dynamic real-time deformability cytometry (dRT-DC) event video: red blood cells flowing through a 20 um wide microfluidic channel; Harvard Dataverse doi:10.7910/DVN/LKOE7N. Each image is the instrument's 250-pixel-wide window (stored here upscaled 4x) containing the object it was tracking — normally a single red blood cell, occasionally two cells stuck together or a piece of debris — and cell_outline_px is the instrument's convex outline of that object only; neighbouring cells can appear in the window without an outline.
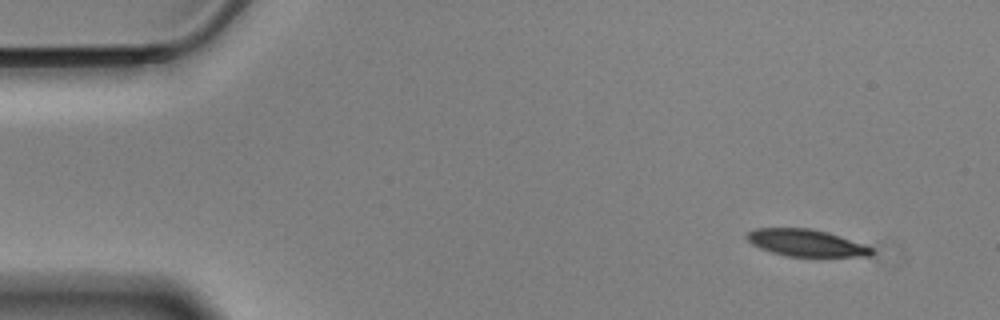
{"species": "Egyptian fruit bat (a non-hibernating species)", "species_latin": "Rousettus aegyptiacus", "temperature_condition": "cold", "stored_images_in_passage": 53, "camera_frame_rate_fps": 3000, "um_per_image_px": 0.085, "animal": {"sex": "male"}, "frame": {"image": 1, "passage_image": 1, "time_ms": 0.0, "image_size_px": [1000, 320], "cell_outline_px": [[872, 256], [788, 256], [772, 252], [760, 248], [752, 244], [744, 236], [748, 232], [756, 228], [812, 228], [828, 232], [864, 244], [872, 248]], "centroid_in_image_um": [68.5, 20.63], "position_along_channel_um": 16.5, "area_um2": 19.48}}
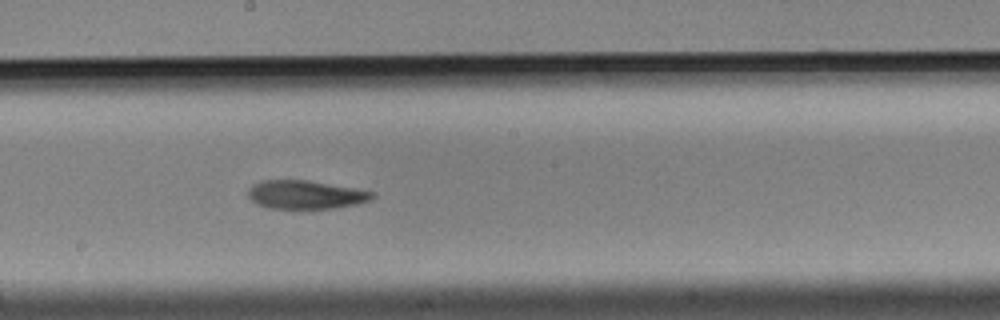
{"frame": {"image": 2, "passage_image": 27, "time_ms": 8.667, "image_size_px": [1000, 320], "cell_outline_px": [[376, 196], [372, 200], [356, 204], [336, 208], [268, 208], [256, 204], [248, 196], [248, 188], [252, 184], [264, 180], [308, 180], [352, 188], [372, 192]], "centroid_in_image_um": [25.95, 16.55], "position_along_channel_um": 222.3, "area_um2": 20.52}}
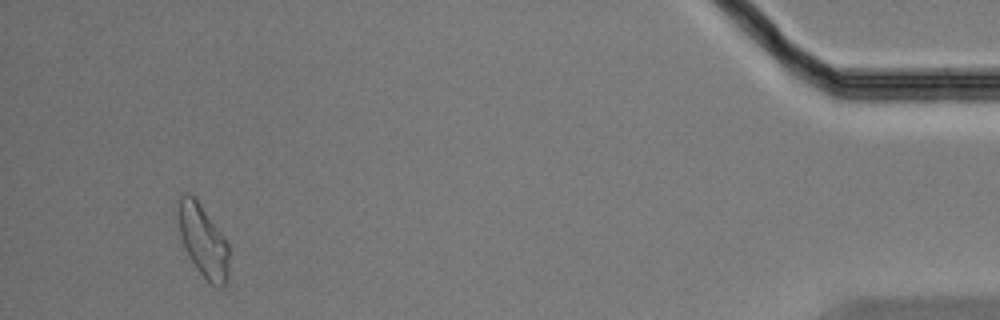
{"frame": {"image": 3, "passage_image": 50, "time_ms": 16.333, "image_size_px": [1000, 320], "cell_outline_px": [[228, 280], [224, 288], [220, 288], [212, 284], [196, 268], [184, 248], [180, 236], [180, 196], [188, 192], [200, 204], [228, 240]], "centroid_in_image_um": [17.32, 20.53], "position_along_channel_um": 417.9, "area_um2": 21.04}, "authors_computed_cell_mechanics": {"area_um2": 21.1548, "velocity_mm_per_s": 3.4967, "shape_relaxation_time_tau1_ms": 6.4653, "shape_relaxation_time_tau2_ms": null, "deformation_change_tau1": 0.1669, "deformation_change_tau2": null}}